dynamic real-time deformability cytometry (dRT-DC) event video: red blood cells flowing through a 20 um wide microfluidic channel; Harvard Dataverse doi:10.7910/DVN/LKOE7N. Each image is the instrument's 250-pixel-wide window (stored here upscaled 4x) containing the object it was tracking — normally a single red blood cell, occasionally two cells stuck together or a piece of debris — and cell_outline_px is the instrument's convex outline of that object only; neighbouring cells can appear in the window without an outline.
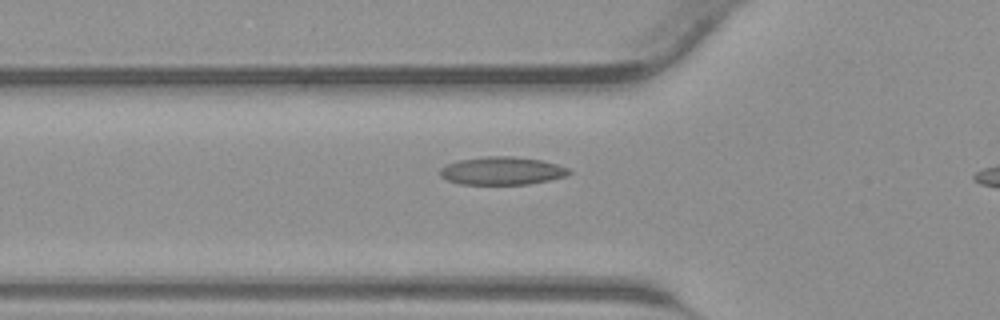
{"species": "common noctule bat (a hibernating species)", "species_latin": "Nyctalus noctula", "temperature_condition": "warm", "stored_images_in_passage": 6, "camera_frame_rate_fps": 3000, "um_per_image_px": 0.085, "animal": {"sex": "male", "body_mass_g": 23.1, "forearm_length_mm": 52.7}, "frame": {"image": 1, "passage_image": 4, "time_ms": 1.0, "image_size_px": [1000, 320], "cell_outline_px": [[572, 172], [568, 176], [528, 184], [460, 184], [448, 180], [440, 176], [440, 168], [448, 164], [460, 160], [484, 156], [512, 156], [540, 160], [556, 164], [568, 168]], "centroid_in_image_um": [42.68, 14.52], "position_along_channel_um": 83.1, "area_um2": 20.92}}